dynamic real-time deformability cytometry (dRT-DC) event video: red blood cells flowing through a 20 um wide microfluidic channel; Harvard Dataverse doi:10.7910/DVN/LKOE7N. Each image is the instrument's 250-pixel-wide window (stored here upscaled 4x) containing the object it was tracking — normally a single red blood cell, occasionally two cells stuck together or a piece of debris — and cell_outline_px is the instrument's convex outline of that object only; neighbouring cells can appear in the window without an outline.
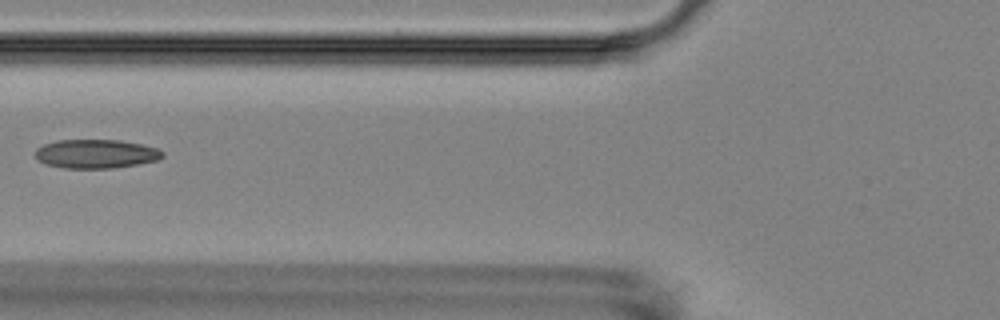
{"species": "Egyptian fruit bat (a non-hibernating species)", "species_latin": "Rousettus aegyptiacus", "temperature_condition": "room temperature", "stored_images_in_passage": 6, "camera_frame_rate_fps": 3000, "um_per_image_px": 0.085, "animal": {"sex": "female"}, "frame": {"image": 1, "passage_image": 6, "time_ms": 5.667, "image_size_px": [1000, 320], "cell_outline_px": [[164, 156], [156, 160], [136, 164], [112, 168], [64, 168], [44, 164], [36, 156], [36, 148], [44, 144], [56, 140], [120, 140], [140, 144], [156, 148], [164, 152]], "centroid_in_image_um": [8.13, 13.07], "position_along_channel_um": 117.7, "area_um2": 21.27}}